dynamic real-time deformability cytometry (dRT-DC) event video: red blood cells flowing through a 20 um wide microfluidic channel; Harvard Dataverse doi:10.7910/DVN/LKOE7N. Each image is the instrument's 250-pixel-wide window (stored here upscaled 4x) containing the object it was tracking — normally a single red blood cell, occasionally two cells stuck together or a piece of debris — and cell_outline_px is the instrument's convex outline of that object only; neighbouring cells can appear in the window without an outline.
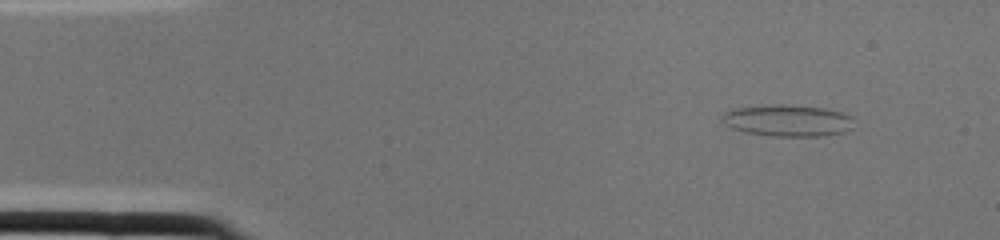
{"species": "common noctule bat (a hibernating species)", "species_latin": "Nyctalus noctula", "temperature_condition": "cold", "stored_images_in_passage": 1, "camera_frame_rate_fps": 3000, "um_per_image_px": 0.085, "animal": {"sex": "female", "body_mass_g": 22.0, "forearm_length_mm": 56.7}, "frame": {"image": 1, "passage_image": 1, "time_ms": 0.0, "image_size_px": [1000, 240], "cell_outline_px": [[856, 120], [852, 128], [844, 132], [824, 136], [772, 136], [744, 132], [732, 128], [724, 124], [720, 120], [720, 116], [724, 112], [736, 108], [772, 104], [780, 104], [824, 108], [840, 112], [852, 116]], "centroid_in_image_um": [66.95, 10.25], "position_along_channel_um": 18.0, "area_um2": 24.62}}